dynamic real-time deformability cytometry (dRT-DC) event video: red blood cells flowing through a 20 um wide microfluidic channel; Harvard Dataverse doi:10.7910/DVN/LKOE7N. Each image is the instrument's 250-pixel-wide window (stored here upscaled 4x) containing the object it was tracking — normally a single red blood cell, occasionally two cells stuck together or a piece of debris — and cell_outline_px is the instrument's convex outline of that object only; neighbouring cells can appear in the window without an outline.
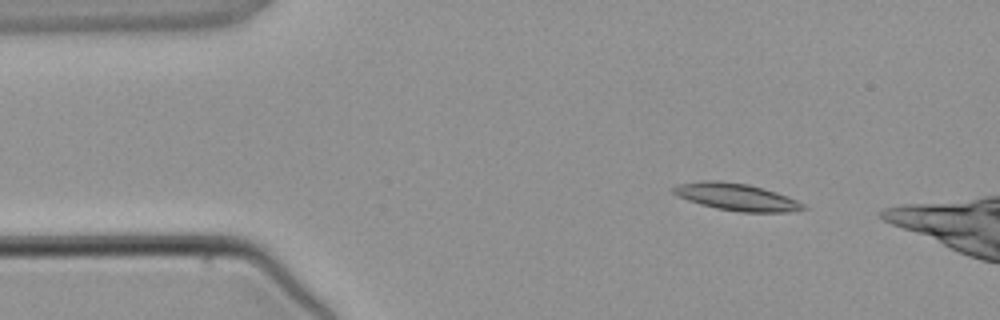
{"species": "common noctule bat (a hibernating species)", "species_latin": "Nyctalus noctula", "temperature_condition": "warm", "stored_images_in_passage": 4, "camera_frame_rate_fps": 3000, "um_per_image_px": 0.085, "animal": {"sex": "male", "body_mass_g": 21.5, "forearm_length_mm": 52.0}, "frame": {"image": 1, "passage_image": 2, "time_ms": 1.333, "image_size_px": [1000, 320], "cell_outline_px": [[808, 208], [792, 212], [740, 212], [716, 208], [700, 204], [676, 196], [668, 188], [680, 184], [704, 180], [720, 180], [748, 184], [764, 188], [788, 196], [804, 204]], "centroid_in_image_um": [62.58, 16.73], "position_along_channel_um": 22.4, "area_um2": 20.75}}